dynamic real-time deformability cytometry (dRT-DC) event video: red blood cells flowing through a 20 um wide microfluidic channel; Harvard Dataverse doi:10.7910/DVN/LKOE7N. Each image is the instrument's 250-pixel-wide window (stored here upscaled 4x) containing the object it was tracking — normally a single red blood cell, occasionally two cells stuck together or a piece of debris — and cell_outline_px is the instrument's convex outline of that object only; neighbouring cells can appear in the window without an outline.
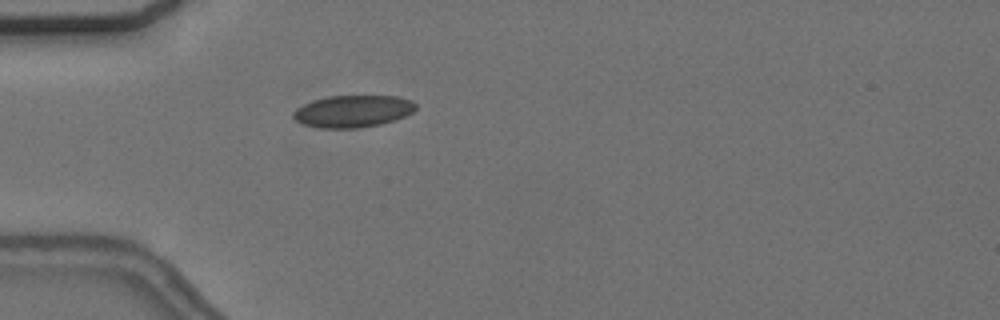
{"species": "common noctule bat (a hibernating species)", "species_latin": "Nyctalus noctula", "temperature_condition": "cold", "stored_images_in_passage": 56, "camera_frame_rate_fps": 3000, "um_per_image_px": 0.085, "animal": {"sex": "female", "body_mass_g": 24.6, "forearm_length_mm": 56.2}, "frame": {"image": 1, "passage_image": 17, "time_ms": 5.333, "image_size_px": [1000, 320], "cell_outline_px": [[416, 108], [412, 112], [404, 116], [380, 124], [360, 128], [320, 128], [304, 124], [296, 120], [292, 116], [292, 112], [296, 108], [312, 100], [328, 96], [396, 96], [412, 100], [416, 104]], "centroid_in_image_um": [29.97, 9.45], "position_along_channel_um": 55.0, "area_um2": 22.83}}
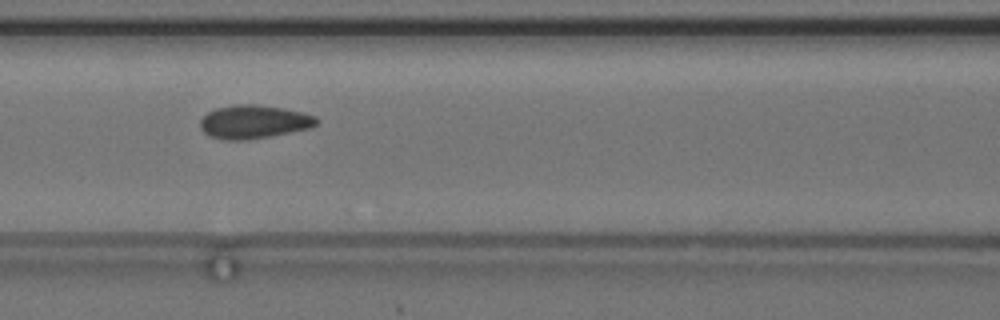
{"frame": {"image": 2, "passage_image": 25, "time_ms": 8.0, "image_size_px": [1000, 320], "cell_outline_px": [[320, 120], [312, 128], [248, 140], [224, 140], [212, 136], [204, 132], [200, 128], [200, 120], [208, 112], [216, 108], [236, 104], [256, 104], [304, 112], [316, 116]], "centroid_in_image_um": [21.6, 10.35], "position_along_channel_um": 145.0, "area_um2": 22.72}}
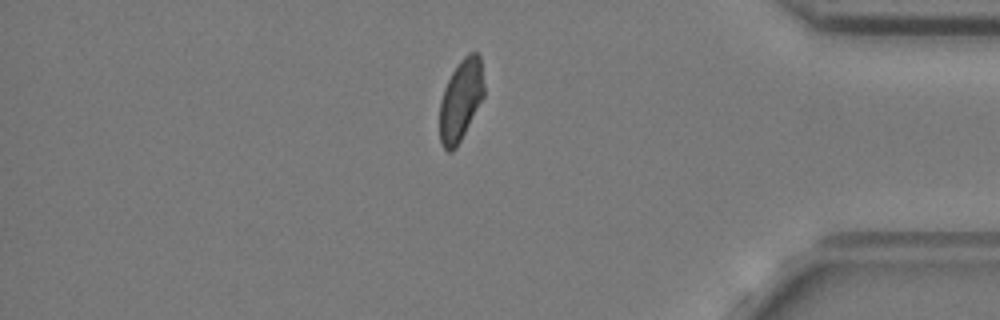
{"frame": {"image": 3, "passage_image": 48, "time_ms": 15.667, "image_size_px": [1000, 320], "cell_outline_px": [[484, 96], [456, 148], [452, 152], [448, 152], [444, 148], [440, 140], [440, 100], [444, 88], [452, 72], [460, 60], [468, 52], [476, 52], [480, 56], [484, 84]], "centroid_in_image_um": [39.17, 8.49], "position_along_channel_um": 396.0, "area_um2": 20.92}, "authors_computed_cell_mechanics": {"area_um2": 22.0796, "velocity_mm_per_s": 3.6578, "shape_relaxation_time_tau1_ms": 4.173, "shape_relaxation_time_tau2_ms": 1.1619, "deformation_change_tau1": 0.0762, "deformation_change_tau2": 0.056}}